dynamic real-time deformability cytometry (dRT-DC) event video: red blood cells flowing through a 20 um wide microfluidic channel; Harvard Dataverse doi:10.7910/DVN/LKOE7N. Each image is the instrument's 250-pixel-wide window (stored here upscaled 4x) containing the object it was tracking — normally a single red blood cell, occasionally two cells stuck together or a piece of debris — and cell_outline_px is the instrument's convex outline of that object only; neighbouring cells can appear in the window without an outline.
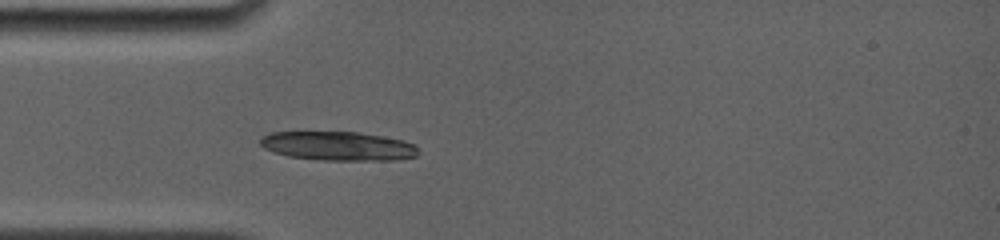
{"species": "common noctule bat (a hibernating species)", "species_latin": "Nyctalus noctula", "temperature_condition": "room temperature", "stored_images_in_passage": 1, "camera_frame_rate_fps": 4000, "um_per_image_px": 0.085, "animal": {"sex": "female", "body_mass_g": 19.0, "forearm_length_mm": 56.7}, "frame": {"image": 1, "passage_image": 1, "time_ms": 0.0, "image_size_px": [1000, 240], "cell_outline_px": [[420, 152], [416, 156], [392, 160], [324, 160], [288, 156], [264, 148], [260, 144], [260, 140], [264, 136], [272, 132], [360, 132], [404, 140], [416, 144]], "centroid_in_image_um": [28.8, 12.41], "position_along_channel_um": 56.2, "area_um2": 26.65}}